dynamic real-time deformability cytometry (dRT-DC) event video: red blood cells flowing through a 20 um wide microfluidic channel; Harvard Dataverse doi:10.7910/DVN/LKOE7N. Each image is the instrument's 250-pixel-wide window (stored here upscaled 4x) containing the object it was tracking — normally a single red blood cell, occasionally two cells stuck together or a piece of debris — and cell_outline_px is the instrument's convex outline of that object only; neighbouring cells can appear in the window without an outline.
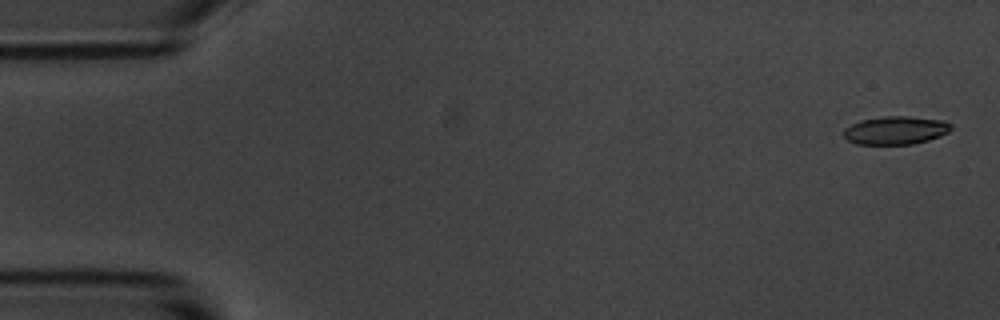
{"species": "common noctule bat (a hibernating species)", "species_latin": "Nyctalus noctula", "temperature_condition": "room temperature", "stored_images_in_passage": 6, "camera_frame_rate_fps": 3000, "um_per_image_px": 0.085, "animal": {"sex": "male", "body_mass_g": 20.1, "forearm_length_mm": 53.5}, "frame": {"image": 1, "passage_image": 1, "time_ms": 0.0, "image_size_px": [1000, 320], "cell_outline_px": [[952, 128], [948, 132], [940, 136], [928, 140], [912, 144], [856, 144], [848, 140], [844, 136], [844, 128], [860, 120], [884, 116], [908, 116], [944, 120], [952, 124]], "centroid_in_image_um": [76.14, 11.07], "position_along_channel_um": 8.9, "area_um2": 17.69}}
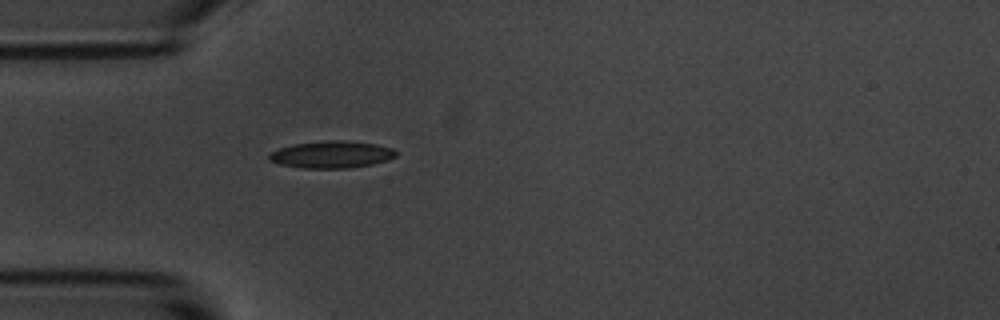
{"frame": {"image": 2, "passage_image": 5, "time_ms": 1.333, "image_size_px": [1000, 320], "cell_outline_px": [[396, 156], [388, 160], [372, 164], [348, 168], [304, 168], [280, 164], [268, 160], [268, 156], [272, 152], [280, 148], [292, 144], [324, 140], [344, 140], [376, 144], [392, 148], [396, 152]], "centroid_in_image_um": [28.18, 13.13], "position_along_channel_um": 56.8, "area_um2": 20.0}}